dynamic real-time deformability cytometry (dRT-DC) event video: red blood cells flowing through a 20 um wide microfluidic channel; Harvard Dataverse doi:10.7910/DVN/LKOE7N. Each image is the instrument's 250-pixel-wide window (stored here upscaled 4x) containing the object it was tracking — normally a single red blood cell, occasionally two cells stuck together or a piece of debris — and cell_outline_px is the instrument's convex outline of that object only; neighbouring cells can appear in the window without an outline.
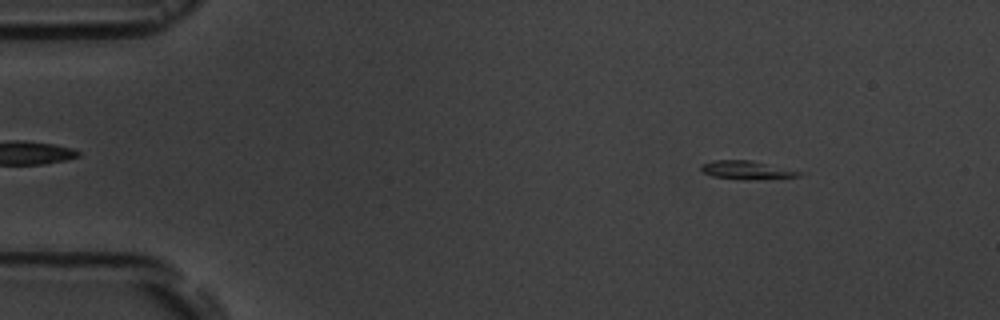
{"species": "common noctule bat (a hibernating species)", "species_latin": "Nyctalus noctula", "temperature_condition": "room temperature", "stored_images_in_passage": 5, "camera_frame_rate_fps": 3000, "um_per_image_px": 0.085, "animal": {"sex": "male", "body_mass_g": 19.5, "forearm_length_mm": 54.6}, "frame": {"image": 1, "passage_image": 1, "time_ms": 0.0, "image_size_px": [1000, 320], "cell_outline_px": [[804, 172], [800, 176], [764, 180], [740, 180], [712, 176], [704, 172], [700, 168], [700, 164], [712, 160], [752, 160]], "centroid_in_image_um": [63.49, 14.47], "position_along_channel_um": 21.5, "area_um2": 10.87}}
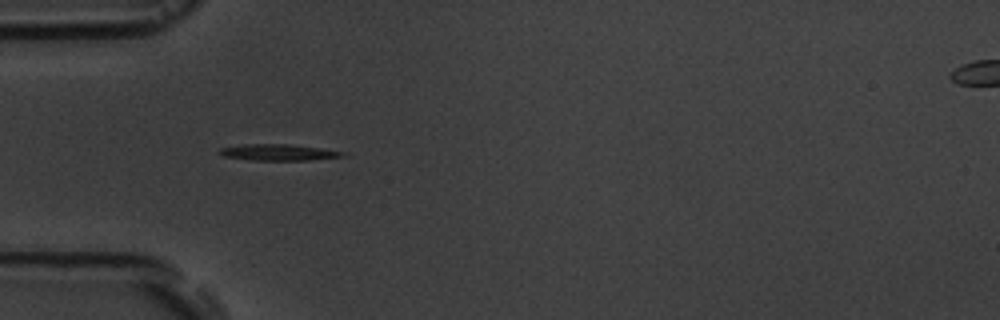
{"frame": {"image": 2, "passage_image": 4, "time_ms": 3.333, "image_size_px": [1000, 320], "cell_outline_px": [[348, 156], [308, 160], [252, 160], [224, 156], [216, 152], [220, 148], [244, 144], [288, 144], [320, 148], [348, 152]], "centroid_in_image_um": [23.7, 12.95], "position_along_channel_um": 61.3, "area_um2": 11.73}}
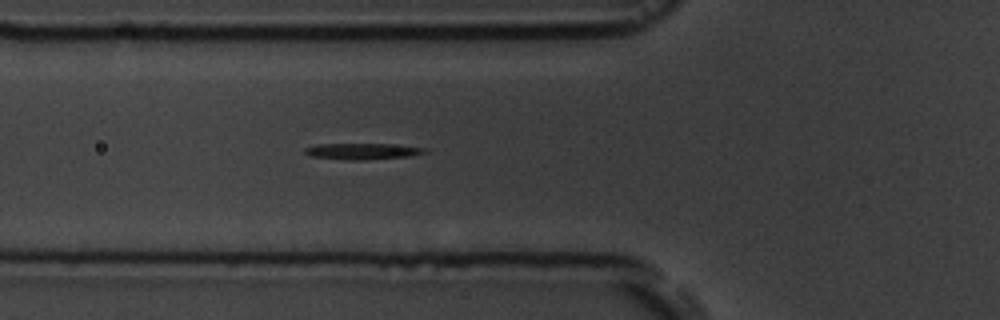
{"frame": {"image": 3, "passage_image": 5, "time_ms": 4.333, "image_size_px": [1000, 320], "cell_outline_px": [[428, 152], [408, 156], [364, 160], [352, 160], [312, 156], [304, 152], [304, 148], [316, 144], [388, 144], [428, 148]], "centroid_in_image_um": [30.82, 12.85], "position_along_channel_um": 95.0, "area_um2": 11.16}}